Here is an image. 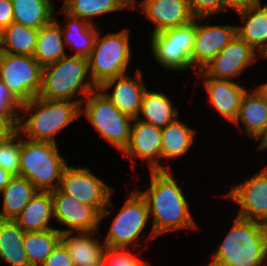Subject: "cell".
Returning a JSON list of instances; mask_svg holds the SVG:
<instances>
[{
  "mask_svg": "<svg viewBox=\"0 0 267 266\" xmlns=\"http://www.w3.org/2000/svg\"><path fill=\"white\" fill-rule=\"evenodd\" d=\"M60 241L61 232L57 229L25 232L23 246L29 265L42 266Z\"/></svg>",
  "mask_w": 267,
  "mask_h": 266,
  "instance_id": "obj_33",
  "label": "cell"
},
{
  "mask_svg": "<svg viewBox=\"0 0 267 266\" xmlns=\"http://www.w3.org/2000/svg\"><path fill=\"white\" fill-rule=\"evenodd\" d=\"M171 99L162 92L145 91L137 119L163 128L179 118L177 107Z\"/></svg>",
  "mask_w": 267,
  "mask_h": 266,
  "instance_id": "obj_25",
  "label": "cell"
},
{
  "mask_svg": "<svg viewBox=\"0 0 267 266\" xmlns=\"http://www.w3.org/2000/svg\"><path fill=\"white\" fill-rule=\"evenodd\" d=\"M51 195L53 216L56 222L66 226L65 229L57 228L59 232H93L99 229L100 213L93 206L79 202L59 188L51 191Z\"/></svg>",
  "mask_w": 267,
  "mask_h": 266,
  "instance_id": "obj_14",
  "label": "cell"
},
{
  "mask_svg": "<svg viewBox=\"0 0 267 266\" xmlns=\"http://www.w3.org/2000/svg\"><path fill=\"white\" fill-rule=\"evenodd\" d=\"M38 191L27 178L19 175L13 176L0 192V194H3V208L0 211V219L14 220Z\"/></svg>",
  "mask_w": 267,
  "mask_h": 266,
  "instance_id": "obj_26",
  "label": "cell"
},
{
  "mask_svg": "<svg viewBox=\"0 0 267 266\" xmlns=\"http://www.w3.org/2000/svg\"><path fill=\"white\" fill-rule=\"evenodd\" d=\"M204 78V86L210 105L222 118L233 123L236 119L241 100L248 90L238 82L224 79Z\"/></svg>",
  "mask_w": 267,
  "mask_h": 266,
  "instance_id": "obj_19",
  "label": "cell"
},
{
  "mask_svg": "<svg viewBox=\"0 0 267 266\" xmlns=\"http://www.w3.org/2000/svg\"><path fill=\"white\" fill-rule=\"evenodd\" d=\"M162 130L150 123L133 118L130 139L128 145L121 152L126 158H137L148 161L150 170H172L160 164L162 159L161 151Z\"/></svg>",
  "mask_w": 267,
  "mask_h": 266,
  "instance_id": "obj_16",
  "label": "cell"
},
{
  "mask_svg": "<svg viewBox=\"0 0 267 266\" xmlns=\"http://www.w3.org/2000/svg\"><path fill=\"white\" fill-rule=\"evenodd\" d=\"M79 116L81 104L78 102L35 96L22 104L17 131L31 141L57 144L56 135Z\"/></svg>",
  "mask_w": 267,
  "mask_h": 266,
  "instance_id": "obj_2",
  "label": "cell"
},
{
  "mask_svg": "<svg viewBox=\"0 0 267 266\" xmlns=\"http://www.w3.org/2000/svg\"><path fill=\"white\" fill-rule=\"evenodd\" d=\"M24 234L14 220L0 219V260L10 266H30L23 246Z\"/></svg>",
  "mask_w": 267,
  "mask_h": 266,
  "instance_id": "obj_28",
  "label": "cell"
},
{
  "mask_svg": "<svg viewBox=\"0 0 267 266\" xmlns=\"http://www.w3.org/2000/svg\"><path fill=\"white\" fill-rule=\"evenodd\" d=\"M96 89L97 87L90 78L88 58L67 54L59 61L42 67L41 88L38 96L81 104L84 98ZM75 95H82V97L74 99Z\"/></svg>",
  "mask_w": 267,
  "mask_h": 266,
  "instance_id": "obj_4",
  "label": "cell"
},
{
  "mask_svg": "<svg viewBox=\"0 0 267 266\" xmlns=\"http://www.w3.org/2000/svg\"><path fill=\"white\" fill-rule=\"evenodd\" d=\"M250 2H257V1H261V0H249Z\"/></svg>",
  "mask_w": 267,
  "mask_h": 266,
  "instance_id": "obj_47",
  "label": "cell"
},
{
  "mask_svg": "<svg viewBox=\"0 0 267 266\" xmlns=\"http://www.w3.org/2000/svg\"><path fill=\"white\" fill-rule=\"evenodd\" d=\"M42 266H74L67 248L60 241Z\"/></svg>",
  "mask_w": 267,
  "mask_h": 266,
  "instance_id": "obj_38",
  "label": "cell"
},
{
  "mask_svg": "<svg viewBox=\"0 0 267 266\" xmlns=\"http://www.w3.org/2000/svg\"><path fill=\"white\" fill-rule=\"evenodd\" d=\"M58 188L79 202L93 206L100 213V222L112 213L110 208H114V205L111 196L115 190L86 167L68 165Z\"/></svg>",
  "mask_w": 267,
  "mask_h": 266,
  "instance_id": "obj_10",
  "label": "cell"
},
{
  "mask_svg": "<svg viewBox=\"0 0 267 266\" xmlns=\"http://www.w3.org/2000/svg\"><path fill=\"white\" fill-rule=\"evenodd\" d=\"M38 29L12 22L1 32L2 52L12 55L34 56Z\"/></svg>",
  "mask_w": 267,
  "mask_h": 266,
  "instance_id": "obj_32",
  "label": "cell"
},
{
  "mask_svg": "<svg viewBox=\"0 0 267 266\" xmlns=\"http://www.w3.org/2000/svg\"><path fill=\"white\" fill-rule=\"evenodd\" d=\"M14 22L23 26L40 29L49 24L57 14L51 0H11Z\"/></svg>",
  "mask_w": 267,
  "mask_h": 266,
  "instance_id": "obj_29",
  "label": "cell"
},
{
  "mask_svg": "<svg viewBox=\"0 0 267 266\" xmlns=\"http://www.w3.org/2000/svg\"><path fill=\"white\" fill-rule=\"evenodd\" d=\"M103 266H151L147 261L134 256L129 248L107 247L103 255Z\"/></svg>",
  "mask_w": 267,
  "mask_h": 266,
  "instance_id": "obj_36",
  "label": "cell"
},
{
  "mask_svg": "<svg viewBox=\"0 0 267 266\" xmlns=\"http://www.w3.org/2000/svg\"><path fill=\"white\" fill-rule=\"evenodd\" d=\"M262 96L267 100V82L260 84L259 86L255 87Z\"/></svg>",
  "mask_w": 267,
  "mask_h": 266,
  "instance_id": "obj_44",
  "label": "cell"
},
{
  "mask_svg": "<svg viewBox=\"0 0 267 266\" xmlns=\"http://www.w3.org/2000/svg\"><path fill=\"white\" fill-rule=\"evenodd\" d=\"M0 168L13 176L20 172V133L14 130L0 142Z\"/></svg>",
  "mask_w": 267,
  "mask_h": 266,
  "instance_id": "obj_34",
  "label": "cell"
},
{
  "mask_svg": "<svg viewBox=\"0 0 267 266\" xmlns=\"http://www.w3.org/2000/svg\"><path fill=\"white\" fill-rule=\"evenodd\" d=\"M259 140H260V142H258L259 144L256 147V149L258 151L267 149V126H266L265 131L263 132V134L259 137V139L257 141H259Z\"/></svg>",
  "mask_w": 267,
  "mask_h": 266,
  "instance_id": "obj_43",
  "label": "cell"
},
{
  "mask_svg": "<svg viewBox=\"0 0 267 266\" xmlns=\"http://www.w3.org/2000/svg\"><path fill=\"white\" fill-rule=\"evenodd\" d=\"M12 177L13 175L0 168V192L5 188Z\"/></svg>",
  "mask_w": 267,
  "mask_h": 266,
  "instance_id": "obj_42",
  "label": "cell"
},
{
  "mask_svg": "<svg viewBox=\"0 0 267 266\" xmlns=\"http://www.w3.org/2000/svg\"><path fill=\"white\" fill-rule=\"evenodd\" d=\"M194 38L195 19L186 25L151 34L153 58L164 69L178 72L189 70Z\"/></svg>",
  "mask_w": 267,
  "mask_h": 266,
  "instance_id": "obj_9",
  "label": "cell"
},
{
  "mask_svg": "<svg viewBox=\"0 0 267 266\" xmlns=\"http://www.w3.org/2000/svg\"><path fill=\"white\" fill-rule=\"evenodd\" d=\"M244 126L246 135L256 141L267 126V100L256 89L246 91L236 116L234 124Z\"/></svg>",
  "mask_w": 267,
  "mask_h": 266,
  "instance_id": "obj_22",
  "label": "cell"
},
{
  "mask_svg": "<svg viewBox=\"0 0 267 266\" xmlns=\"http://www.w3.org/2000/svg\"><path fill=\"white\" fill-rule=\"evenodd\" d=\"M1 54H2V43H1V33H0V57H1Z\"/></svg>",
  "mask_w": 267,
  "mask_h": 266,
  "instance_id": "obj_45",
  "label": "cell"
},
{
  "mask_svg": "<svg viewBox=\"0 0 267 266\" xmlns=\"http://www.w3.org/2000/svg\"><path fill=\"white\" fill-rule=\"evenodd\" d=\"M67 166L57 144L23 139L20 134L19 176L27 178L39 191L56 190Z\"/></svg>",
  "mask_w": 267,
  "mask_h": 266,
  "instance_id": "obj_5",
  "label": "cell"
},
{
  "mask_svg": "<svg viewBox=\"0 0 267 266\" xmlns=\"http://www.w3.org/2000/svg\"><path fill=\"white\" fill-rule=\"evenodd\" d=\"M14 130L3 120L0 119V142Z\"/></svg>",
  "mask_w": 267,
  "mask_h": 266,
  "instance_id": "obj_41",
  "label": "cell"
},
{
  "mask_svg": "<svg viewBox=\"0 0 267 266\" xmlns=\"http://www.w3.org/2000/svg\"><path fill=\"white\" fill-rule=\"evenodd\" d=\"M114 86V87H113ZM112 92L108 89L112 88ZM98 89L124 114L137 118L140 112L142 99L147 90L143 82V73L137 69L135 79L123 75L103 82Z\"/></svg>",
  "mask_w": 267,
  "mask_h": 266,
  "instance_id": "obj_17",
  "label": "cell"
},
{
  "mask_svg": "<svg viewBox=\"0 0 267 266\" xmlns=\"http://www.w3.org/2000/svg\"><path fill=\"white\" fill-rule=\"evenodd\" d=\"M208 266H267L264 224L236 216Z\"/></svg>",
  "mask_w": 267,
  "mask_h": 266,
  "instance_id": "obj_3",
  "label": "cell"
},
{
  "mask_svg": "<svg viewBox=\"0 0 267 266\" xmlns=\"http://www.w3.org/2000/svg\"><path fill=\"white\" fill-rule=\"evenodd\" d=\"M221 1H222V5L228 11L233 10V12L243 9L250 3L249 0H221Z\"/></svg>",
  "mask_w": 267,
  "mask_h": 266,
  "instance_id": "obj_40",
  "label": "cell"
},
{
  "mask_svg": "<svg viewBox=\"0 0 267 266\" xmlns=\"http://www.w3.org/2000/svg\"><path fill=\"white\" fill-rule=\"evenodd\" d=\"M263 224H264L265 233H266V236H267V220Z\"/></svg>",
  "mask_w": 267,
  "mask_h": 266,
  "instance_id": "obj_46",
  "label": "cell"
},
{
  "mask_svg": "<svg viewBox=\"0 0 267 266\" xmlns=\"http://www.w3.org/2000/svg\"><path fill=\"white\" fill-rule=\"evenodd\" d=\"M61 23L53 19L38 29L34 58L44 67L66 57Z\"/></svg>",
  "mask_w": 267,
  "mask_h": 266,
  "instance_id": "obj_24",
  "label": "cell"
},
{
  "mask_svg": "<svg viewBox=\"0 0 267 266\" xmlns=\"http://www.w3.org/2000/svg\"><path fill=\"white\" fill-rule=\"evenodd\" d=\"M51 218H54L51 191H38L14 221L24 232H34L56 229L49 225Z\"/></svg>",
  "mask_w": 267,
  "mask_h": 266,
  "instance_id": "obj_23",
  "label": "cell"
},
{
  "mask_svg": "<svg viewBox=\"0 0 267 266\" xmlns=\"http://www.w3.org/2000/svg\"><path fill=\"white\" fill-rule=\"evenodd\" d=\"M60 12L65 14V19L68 21L67 26L62 29L65 46L69 45L70 49L76 50L71 55L88 57L94 47L98 27L96 24H90L84 19L69 15L62 8Z\"/></svg>",
  "mask_w": 267,
  "mask_h": 266,
  "instance_id": "obj_27",
  "label": "cell"
},
{
  "mask_svg": "<svg viewBox=\"0 0 267 266\" xmlns=\"http://www.w3.org/2000/svg\"><path fill=\"white\" fill-rule=\"evenodd\" d=\"M261 55L238 35L226 45L201 71L197 72V79L211 77L235 81L255 59Z\"/></svg>",
  "mask_w": 267,
  "mask_h": 266,
  "instance_id": "obj_13",
  "label": "cell"
},
{
  "mask_svg": "<svg viewBox=\"0 0 267 266\" xmlns=\"http://www.w3.org/2000/svg\"><path fill=\"white\" fill-rule=\"evenodd\" d=\"M206 18L210 20L208 17H195V38L190 59L191 68L196 73L207 66L237 35V25H203Z\"/></svg>",
  "mask_w": 267,
  "mask_h": 266,
  "instance_id": "obj_12",
  "label": "cell"
},
{
  "mask_svg": "<svg viewBox=\"0 0 267 266\" xmlns=\"http://www.w3.org/2000/svg\"><path fill=\"white\" fill-rule=\"evenodd\" d=\"M61 8L69 15L95 24L92 17L121 9L132 10V0H64Z\"/></svg>",
  "mask_w": 267,
  "mask_h": 266,
  "instance_id": "obj_31",
  "label": "cell"
},
{
  "mask_svg": "<svg viewBox=\"0 0 267 266\" xmlns=\"http://www.w3.org/2000/svg\"><path fill=\"white\" fill-rule=\"evenodd\" d=\"M250 2L243 9L236 11L244 25H237V35L249 44L261 57L267 53V3Z\"/></svg>",
  "mask_w": 267,
  "mask_h": 266,
  "instance_id": "obj_20",
  "label": "cell"
},
{
  "mask_svg": "<svg viewBox=\"0 0 267 266\" xmlns=\"http://www.w3.org/2000/svg\"><path fill=\"white\" fill-rule=\"evenodd\" d=\"M150 220L146 199L134 189L110 224L103 243L109 248L138 247L137 243Z\"/></svg>",
  "mask_w": 267,
  "mask_h": 266,
  "instance_id": "obj_8",
  "label": "cell"
},
{
  "mask_svg": "<svg viewBox=\"0 0 267 266\" xmlns=\"http://www.w3.org/2000/svg\"><path fill=\"white\" fill-rule=\"evenodd\" d=\"M21 106L22 104L0 80V119L5 121L13 130L18 128Z\"/></svg>",
  "mask_w": 267,
  "mask_h": 266,
  "instance_id": "obj_35",
  "label": "cell"
},
{
  "mask_svg": "<svg viewBox=\"0 0 267 266\" xmlns=\"http://www.w3.org/2000/svg\"><path fill=\"white\" fill-rule=\"evenodd\" d=\"M130 30L101 36L100 30L88 58L89 74L98 88L106 80L126 74L131 59Z\"/></svg>",
  "mask_w": 267,
  "mask_h": 266,
  "instance_id": "obj_6",
  "label": "cell"
},
{
  "mask_svg": "<svg viewBox=\"0 0 267 266\" xmlns=\"http://www.w3.org/2000/svg\"><path fill=\"white\" fill-rule=\"evenodd\" d=\"M189 3L195 17H210L227 11L221 0H189Z\"/></svg>",
  "mask_w": 267,
  "mask_h": 266,
  "instance_id": "obj_37",
  "label": "cell"
},
{
  "mask_svg": "<svg viewBox=\"0 0 267 266\" xmlns=\"http://www.w3.org/2000/svg\"><path fill=\"white\" fill-rule=\"evenodd\" d=\"M81 115L121 152L128 145L133 118L122 113L98 88L81 102Z\"/></svg>",
  "mask_w": 267,
  "mask_h": 266,
  "instance_id": "obj_7",
  "label": "cell"
},
{
  "mask_svg": "<svg viewBox=\"0 0 267 266\" xmlns=\"http://www.w3.org/2000/svg\"><path fill=\"white\" fill-rule=\"evenodd\" d=\"M41 78L42 66L33 56L2 52L0 80L21 104L39 95Z\"/></svg>",
  "mask_w": 267,
  "mask_h": 266,
  "instance_id": "obj_11",
  "label": "cell"
},
{
  "mask_svg": "<svg viewBox=\"0 0 267 266\" xmlns=\"http://www.w3.org/2000/svg\"><path fill=\"white\" fill-rule=\"evenodd\" d=\"M231 188L224 197L240 207L238 217L260 223L267 220V167Z\"/></svg>",
  "mask_w": 267,
  "mask_h": 266,
  "instance_id": "obj_15",
  "label": "cell"
},
{
  "mask_svg": "<svg viewBox=\"0 0 267 266\" xmlns=\"http://www.w3.org/2000/svg\"><path fill=\"white\" fill-rule=\"evenodd\" d=\"M14 22L11 0H0V33Z\"/></svg>",
  "mask_w": 267,
  "mask_h": 266,
  "instance_id": "obj_39",
  "label": "cell"
},
{
  "mask_svg": "<svg viewBox=\"0 0 267 266\" xmlns=\"http://www.w3.org/2000/svg\"><path fill=\"white\" fill-rule=\"evenodd\" d=\"M137 5L154 24L151 34L186 25L195 19L189 0H142L138 4L132 0V10Z\"/></svg>",
  "mask_w": 267,
  "mask_h": 266,
  "instance_id": "obj_18",
  "label": "cell"
},
{
  "mask_svg": "<svg viewBox=\"0 0 267 266\" xmlns=\"http://www.w3.org/2000/svg\"><path fill=\"white\" fill-rule=\"evenodd\" d=\"M161 130L162 159H172L173 162L186 154L194 142L195 129L186 126L178 118Z\"/></svg>",
  "mask_w": 267,
  "mask_h": 266,
  "instance_id": "obj_30",
  "label": "cell"
},
{
  "mask_svg": "<svg viewBox=\"0 0 267 266\" xmlns=\"http://www.w3.org/2000/svg\"><path fill=\"white\" fill-rule=\"evenodd\" d=\"M171 172L169 169L150 170L149 189L138 190L146 199L150 220H153L148 237L151 240L165 232L182 228L198 229L189 202Z\"/></svg>",
  "mask_w": 267,
  "mask_h": 266,
  "instance_id": "obj_1",
  "label": "cell"
},
{
  "mask_svg": "<svg viewBox=\"0 0 267 266\" xmlns=\"http://www.w3.org/2000/svg\"><path fill=\"white\" fill-rule=\"evenodd\" d=\"M98 230L93 232L61 233V242L67 248L74 266H98L103 262L106 245L98 239ZM96 235L98 237H96Z\"/></svg>",
  "mask_w": 267,
  "mask_h": 266,
  "instance_id": "obj_21",
  "label": "cell"
}]
</instances>
